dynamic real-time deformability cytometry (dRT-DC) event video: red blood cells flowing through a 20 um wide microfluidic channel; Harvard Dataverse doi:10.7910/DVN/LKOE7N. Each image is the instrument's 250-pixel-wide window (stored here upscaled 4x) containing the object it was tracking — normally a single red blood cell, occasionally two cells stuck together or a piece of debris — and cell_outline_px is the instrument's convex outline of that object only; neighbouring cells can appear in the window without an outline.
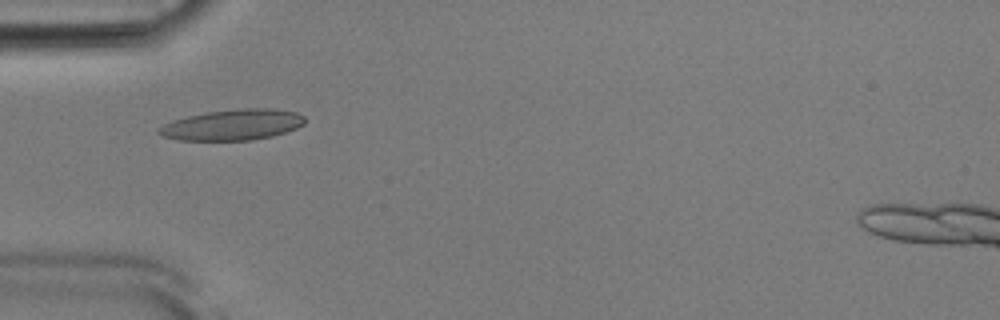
{"species": "Egyptian fruit bat (a non-hibernating species)", "species_latin": "Rousettus aegyptiacus", "temperature_condition": "room temperature", "stored_images_in_passage": 53, "camera_frame_rate_fps": 3000, "um_per_image_px": 0.085, "animal": {"sex": "male"}, "frame": {"image": 1, "passage_image": 17, "time_ms": 5.333, "image_size_px": [1000, 320], "cell_outline_px": [[304, 124], [296, 128], [272, 136], [252, 140], [180, 140], [164, 136], [156, 132], [156, 128], [172, 120], [204, 112], [240, 108], [276, 108], [296, 112], [304, 116]], "centroid_in_image_um": [19.76, 10.59], "position_along_channel_um": 65.2, "area_um2": 26.3}}
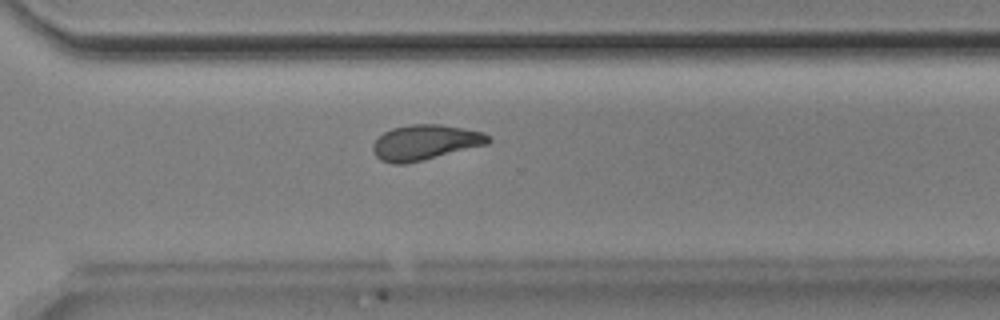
{"frame": {"image": 2, "passage_image": 38, "time_ms": 12.333, "image_size_px": [1000, 320], "cell_outline_px": [[492, 140], [488, 144], [424, 160], [404, 164], [392, 164], [380, 160], [376, 156], [372, 148], [372, 144], [384, 132], [392, 128], [412, 124], [440, 124], [464, 128], [484, 132], [492, 136]], "centroid_in_image_um": [36.17, 12.1], "position_along_channel_um": 334.4, "area_um2": 23.87}}
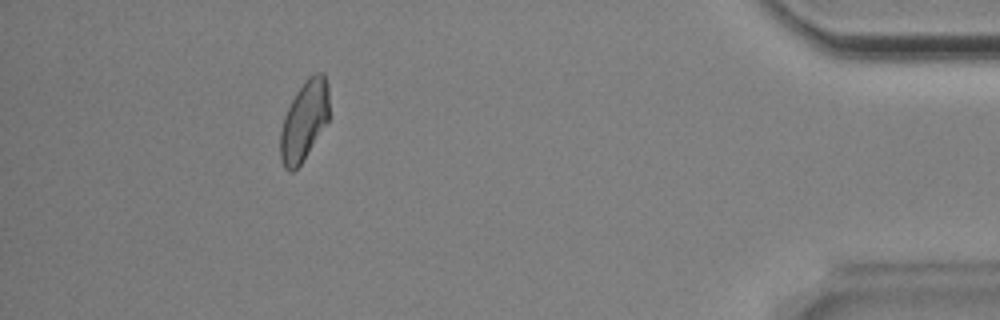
{"frame": {"image": 3, "passage_image": 48, "time_ms": 15.667, "image_size_px": [1000, 320], "cell_outline_px": [[328, 120], [300, 164], [292, 172], [288, 172], [284, 168], [280, 160], [280, 132], [284, 116], [296, 92], [304, 80], [308, 76], [316, 72], [324, 72], [328, 84]], "centroid_in_image_um": [25.84, 10.23], "position_along_channel_um": 409.4, "area_um2": 22.54}, "authors_computed_cell_mechanics": {"area_um2": 23.6402, "velocity_mm_per_s": 3.8547, "shape_relaxation_time_tau1_ms": 6.3471, "shape_relaxation_time_tau2_ms": 4.0706, "deformation_change_tau1": 0.1611, "deformation_change_tau2": 0.1153}}